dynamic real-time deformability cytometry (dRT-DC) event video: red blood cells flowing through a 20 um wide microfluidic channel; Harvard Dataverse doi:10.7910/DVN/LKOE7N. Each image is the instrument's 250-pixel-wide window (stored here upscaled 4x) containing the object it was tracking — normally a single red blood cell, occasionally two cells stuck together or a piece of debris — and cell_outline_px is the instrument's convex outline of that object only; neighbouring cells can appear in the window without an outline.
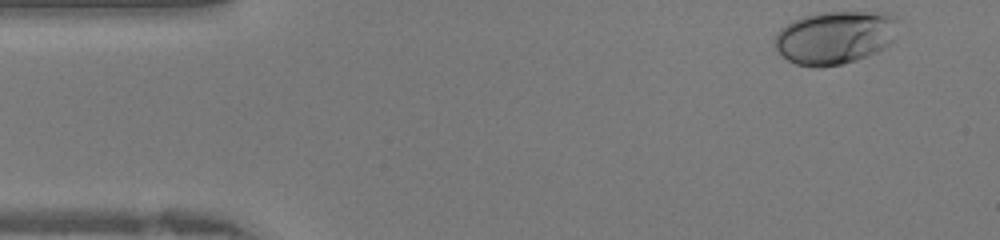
{"species": "human", "species_latin": "Homo sapiens", "temperature_condition": "warm", "stored_images_in_passage": 40, "camera_frame_rate_fps": 3000, "um_per_image_px": 0.085, "donor": {"sex": "female"}, "frame": {"image": 1, "passage_image": 1, "time_ms": 0.0, "image_size_px": [1000, 240], "cell_outline_px": [[900, 20], [892, 40], [884, 48], [868, 56], [856, 60], [840, 64], [820, 68], [816, 68], [796, 64], [780, 56], [772, 40], [776, 32], [780, 28], [804, 16], [820, 12], [888, 12], [896, 16]], "centroid_in_image_um": [70.96, 3.18], "position_along_channel_um": 14.0, "area_um2": 38.67}}
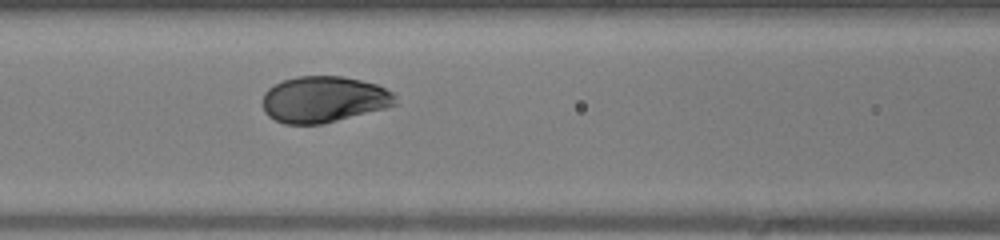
{"frame": {"image": 2, "passage_image": 15, "time_ms": 4.667, "image_size_px": [1000, 240], "cell_outline_px": [[396, 104], [384, 108], [320, 124], [284, 124], [268, 116], [264, 112], [264, 92], [268, 88], [284, 80], [296, 76], [344, 76], [376, 84], [392, 92], [396, 96]], "centroid_in_image_um": [27.5, 8.44], "position_along_channel_um": 139.1, "area_um2": 35.43}}
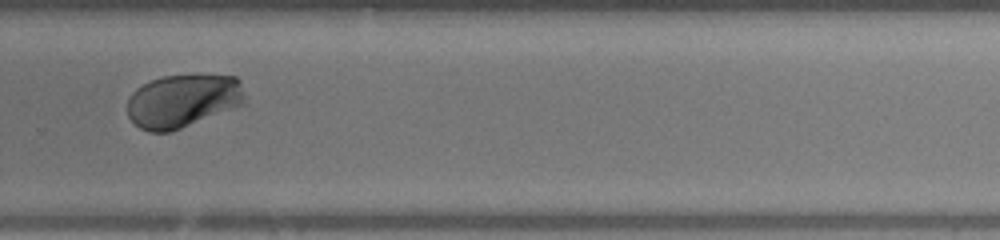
{"frame": {"image": 3, "passage_image": 26, "time_ms": 8.333, "image_size_px": [1000, 240], "cell_outline_px": [[244, 104], [180, 128], [168, 132], [148, 132], [140, 128], [128, 116], [128, 96], [136, 88], [160, 76], [236, 76], [240, 80], [244, 96]], "centroid_in_image_um": [15.51, 8.58], "position_along_channel_um": 314.3, "area_um2": 36.01}}